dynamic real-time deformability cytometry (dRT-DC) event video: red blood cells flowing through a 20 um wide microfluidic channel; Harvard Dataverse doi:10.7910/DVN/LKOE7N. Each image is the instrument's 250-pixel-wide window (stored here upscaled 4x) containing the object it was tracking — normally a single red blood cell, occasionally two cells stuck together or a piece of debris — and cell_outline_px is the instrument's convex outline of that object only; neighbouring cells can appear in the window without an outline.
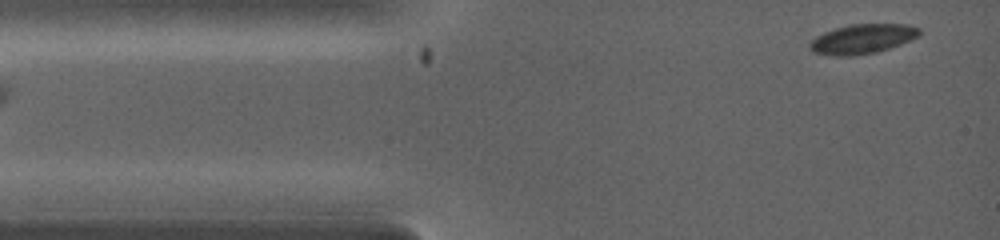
{"species": "common noctule bat (a hibernating species)", "species_latin": "Nyctalus noctula", "temperature_condition": "warm", "stored_images_in_passage": 6, "camera_frame_rate_fps": 5000, "um_per_image_px": 0.085, "animal": {"sex": "female", "body_mass_g": 19.0, "forearm_length_mm": 53.3}, "frame": {"image": 1, "passage_image": 2, "time_ms": 0.4, "image_size_px": [1000, 240], "cell_outline_px": [[920, 36], [900, 44], [876, 52], [848, 56], [836, 56], [812, 52], [808, 48], [808, 44], [816, 36], [824, 32], [848, 24], [908, 24], [920, 28]], "centroid_in_image_um": [73.29, 3.3], "position_along_channel_um": 11.7, "area_um2": 18.9}}
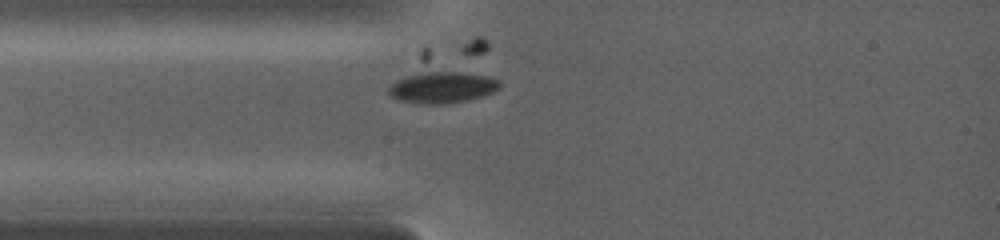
{"frame": {"image": 2, "passage_image": 4, "time_ms": 2.0, "image_size_px": [1000, 240], "cell_outline_px": [[500, 84], [492, 92], [468, 100], [440, 104], [432, 104], [400, 100], [392, 96], [388, 92], [388, 88], [396, 80], [408, 76], [428, 72], [460, 72], [488, 76], [500, 80]], "centroid_in_image_um": [37.6, 7.42], "position_along_channel_um": 47.4, "area_um2": 19.65}}